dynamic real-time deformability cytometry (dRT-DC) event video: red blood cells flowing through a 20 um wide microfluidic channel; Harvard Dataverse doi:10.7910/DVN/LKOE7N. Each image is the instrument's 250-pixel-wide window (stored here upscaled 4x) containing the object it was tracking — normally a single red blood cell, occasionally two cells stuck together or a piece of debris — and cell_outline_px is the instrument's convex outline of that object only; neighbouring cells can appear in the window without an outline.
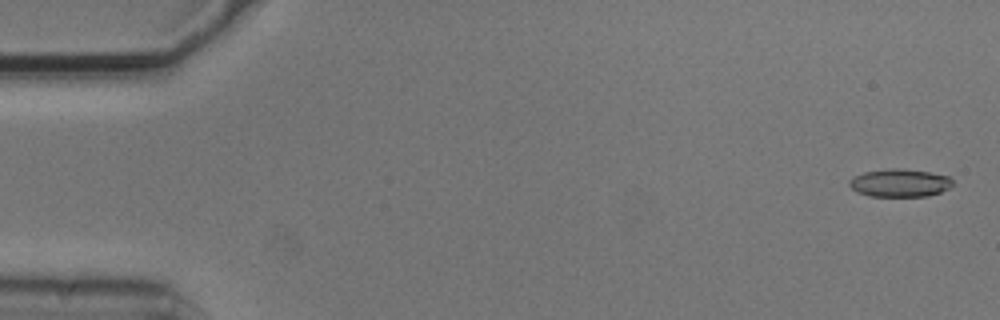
{"species": "common noctule bat (a hibernating species)", "species_latin": "Nyctalus noctula", "temperature_condition": "cold", "stored_images_in_passage": 5, "camera_frame_rate_fps": 3000, "um_per_image_px": 0.085, "animal": {"sex": "male", "body_mass_g": 20.5, "forearm_length_mm": 52.5}, "frame": {"image": 1, "passage_image": 1, "time_ms": 0.0, "image_size_px": [1000, 320], "cell_outline_px": [[952, 184], [948, 188], [940, 192], [928, 196], [868, 196], [856, 192], [848, 184], [852, 176], [864, 172], [892, 168], [904, 168], [928, 172], [948, 176], [952, 180]], "centroid_in_image_um": [76.44, 15.54], "position_along_channel_um": 8.6, "area_um2": 16.82}}
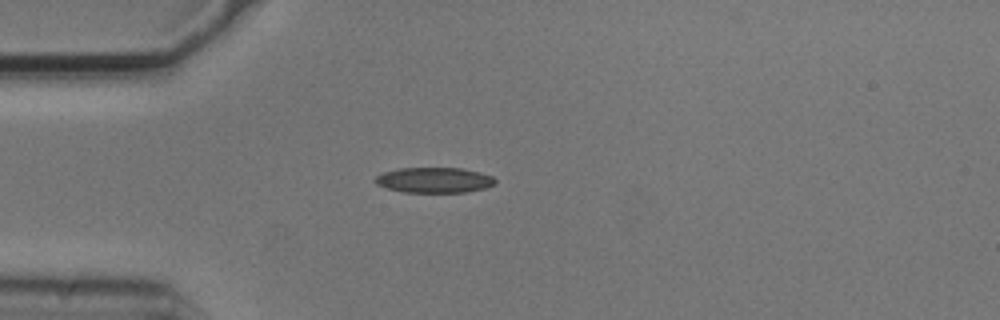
{"frame": {"image": 2, "passage_image": 5, "time_ms": 1.333, "image_size_px": [1000, 320], "cell_outline_px": [[496, 184], [484, 188], [468, 192], [404, 192], [388, 188], [376, 184], [376, 176], [384, 172], [400, 168], [460, 168], [480, 172], [492, 176], [496, 180]], "centroid_in_image_um": [36.95, 15.31], "position_along_channel_um": 48.1, "area_um2": 17.63}}